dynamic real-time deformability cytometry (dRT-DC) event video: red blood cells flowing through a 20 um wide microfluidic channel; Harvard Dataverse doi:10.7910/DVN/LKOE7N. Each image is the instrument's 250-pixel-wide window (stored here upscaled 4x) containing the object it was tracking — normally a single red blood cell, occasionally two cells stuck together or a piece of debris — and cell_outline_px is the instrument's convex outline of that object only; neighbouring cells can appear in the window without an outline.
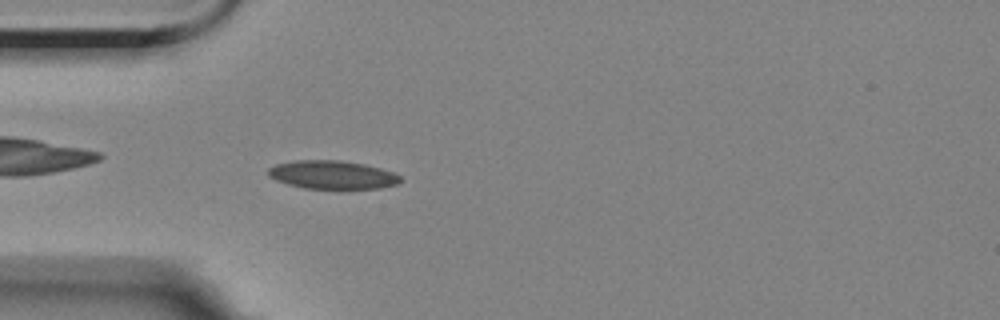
{"species": "Egyptian fruit bat (a non-hibernating species)", "species_latin": "Rousettus aegyptiacus", "temperature_condition": "room temperature", "stored_images_in_passage": 48, "camera_frame_rate_fps": 3000, "um_per_image_px": 0.085, "animal": {"sex": "female"}, "frame": {"image": 1, "passage_image": 8, "time_ms": 2.333, "image_size_px": [1000, 320], "cell_outline_px": [[404, 180], [396, 184], [380, 188], [340, 192], [304, 188], [288, 184], [276, 180], [268, 176], [268, 168], [276, 164], [296, 160], [340, 160], [364, 164], [380, 168], [392, 172], [400, 176]], "centroid_in_image_um": [28.28, 14.91], "position_along_channel_um": 56.7, "area_um2": 22.83}}
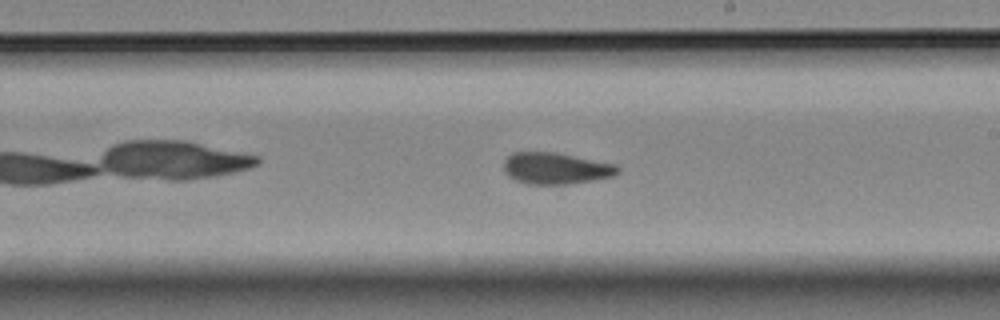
{"frame": {"image": 2, "passage_image": 24, "time_ms": 7.667, "image_size_px": [1000, 320], "cell_outline_px": [[620, 172], [612, 176], [572, 184], [528, 184], [516, 180], [508, 176], [504, 172], [504, 160], [512, 152], [556, 152], [616, 164], [620, 168]], "centroid_in_image_um": [47.24, 14.3], "position_along_channel_um": 241.8, "area_um2": 21.04}}
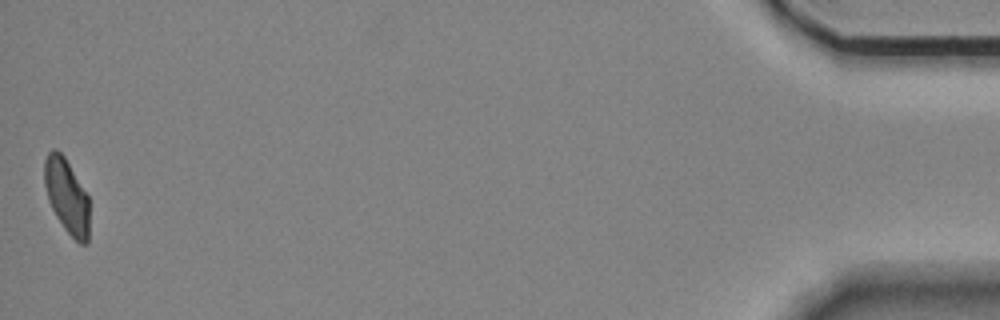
{"frame": {"image": 3, "passage_image": 48, "time_ms": 15.667, "image_size_px": [1000, 320], "cell_outline_px": [[88, 244], [80, 244], [64, 228], [56, 216], [48, 200], [44, 184], [44, 160], [48, 152], [52, 148], [56, 148], [64, 156], [88, 196]], "centroid_in_image_um": [5.65, 16.64], "position_along_channel_um": 429.5, "area_um2": 19.36}}